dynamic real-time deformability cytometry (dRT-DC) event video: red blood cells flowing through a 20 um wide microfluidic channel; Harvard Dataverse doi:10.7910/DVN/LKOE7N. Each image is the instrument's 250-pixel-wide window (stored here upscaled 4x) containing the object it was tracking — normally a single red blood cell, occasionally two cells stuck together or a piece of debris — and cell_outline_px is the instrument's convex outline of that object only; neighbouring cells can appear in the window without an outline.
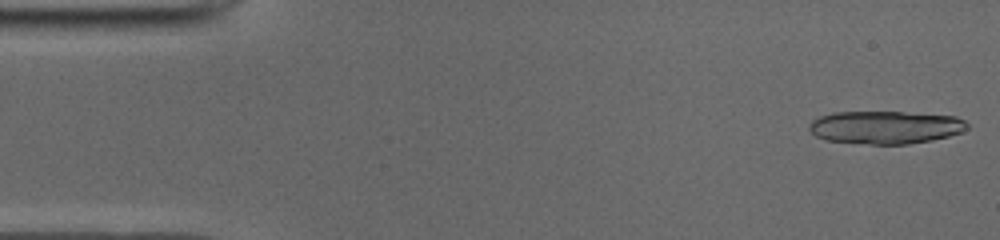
{"species": "common noctule bat (a hibernating species)", "species_latin": "Nyctalus noctula", "temperature_condition": "cold", "stored_images_in_passage": 49, "camera_frame_rate_fps": 3000, "um_per_image_px": 0.085, "animal": {"sex": "male", "body_mass_g": 19.0, "forearm_length_mm": 50.8}, "frame": {"image": 1, "passage_image": 1, "time_ms": 0.0, "image_size_px": [1000, 240], "cell_outline_px": [[968, 128], [960, 132], [948, 136], [932, 140], [908, 144], [872, 144], [824, 140], [816, 136], [808, 128], [808, 124], [812, 120], [820, 116], [832, 112], [904, 112], [956, 116], [964, 120], [968, 124]], "centroid_in_image_um": [75.24, 10.81], "position_along_channel_um": 9.8, "area_um2": 30.35}}
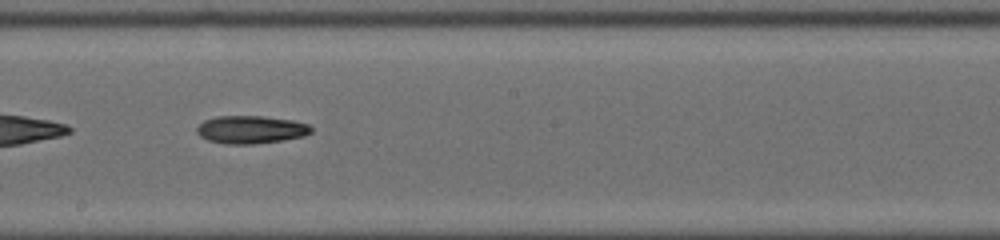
{"frame": {"image": 2, "passage_image": 27, "time_ms": 8.667, "image_size_px": [1000, 240], "cell_outline_px": [[312, 132], [304, 136], [280, 140], [252, 144], [224, 144], [208, 140], [200, 136], [196, 132], [196, 128], [204, 120], [216, 116], [264, 116], [292, 120], [308, 124], [312, 128]], "centroid_in_image_um": [21.3, 11.01], "position_along_channel_um": 226.9, "area_um2": 18.55}}
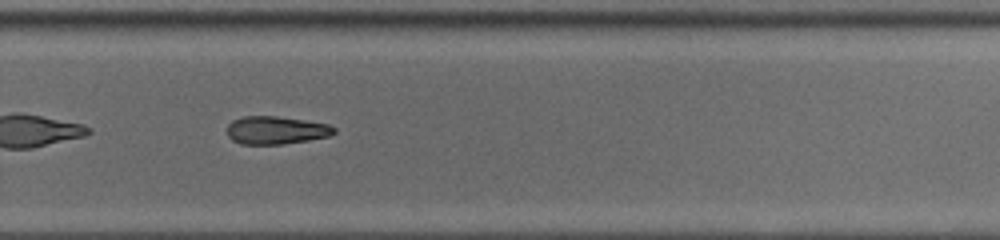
{"frame": {"image": 3, "passage_image": 33, "time_ms": 10.667, "image_size_px": [1000, 240], "cell_outline_px": [[336, 132], [328, 136], [308, 140], [280, 144], [240, 144], [232, 140], [228, 136], [228, 124], [232, 120], [244, 116], [276, 116], [304, 120], [328, 124], [336, 128]], "centroid_in_image_um": [23.44, 11.06], "position_along_channel_um": 306.4, "area_um2": 17.34}, "authors_computed_cell_mechanics": {"area_um2": 18.8428, "velocity_mm_per_s": 3.9751, "shape_relaxation_time_tau1_ms": 11.2659, "shape_relaxation_time_tau2_ms": null, "deformation_change_tau1": 0.2333, "deformation_change_tau2": null}}